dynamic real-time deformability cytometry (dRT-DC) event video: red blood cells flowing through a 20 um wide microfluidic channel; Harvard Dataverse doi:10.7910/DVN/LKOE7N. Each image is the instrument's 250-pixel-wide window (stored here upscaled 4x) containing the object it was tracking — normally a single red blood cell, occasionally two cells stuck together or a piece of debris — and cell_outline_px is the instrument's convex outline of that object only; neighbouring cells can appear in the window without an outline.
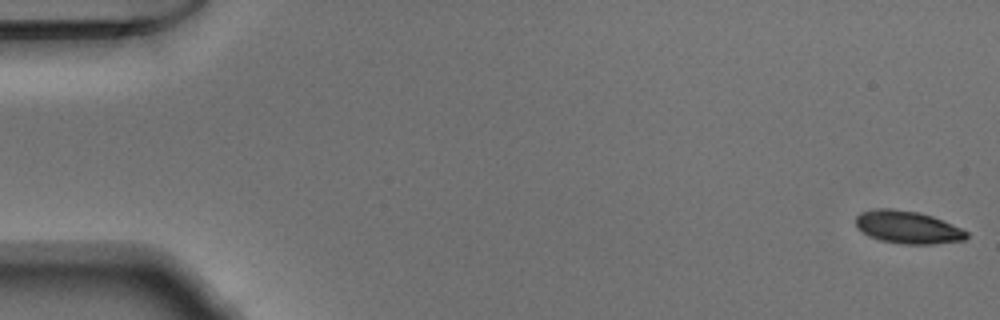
{"species": "Egyptian fruit bat (a non-hibernating species)", "species_latin": "Rousettus aegyptiacus", "temperature_condition": "warm", "stored_images_in_passage": 51, "camera_frame_rate_fps": 3000, "um_per_image_px": 0.085, "animal": {"sex": "male"}, "frame": {"image": 1, "passage_image": 1, "time_ms": 0.0, "image_size_px": [1000, 320], "cell_outline_px": [[968, 236], [964, 240], [932, 244], [904, 244], [880, 240], [856, 228], [856, 216], [864, 212], [888, 208], [920, 212], [932, 216], [960, 228], [968, 232]], "centroid_in_image_um": [77.18, 19.32], "position_along_channel_um": 7.8, "area_um2": 20.63}}
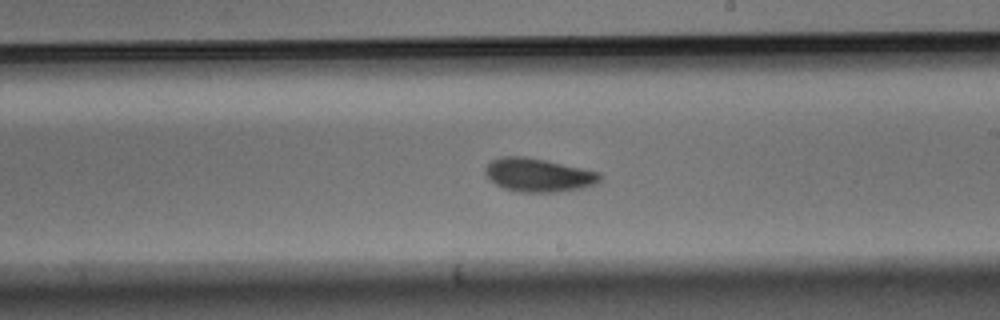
{"frame": {"image": 2, "passage_image": 30, "time_ms": 9.667, "image_size_px": [1000, 320], "cell_outline_px": [[604, 176], [596, 184], [584, 188], [556, 192], [516, 192], [504, 188], [488, 180], [484, 172], [484, 168], [492, 160], [500, 156], [524, 156], [544, 160], [600, 172]], "centroid_in_image_um": [45.75, 14.88], "position_along_channel_um": 243.2, "area_um2": 22.6}}
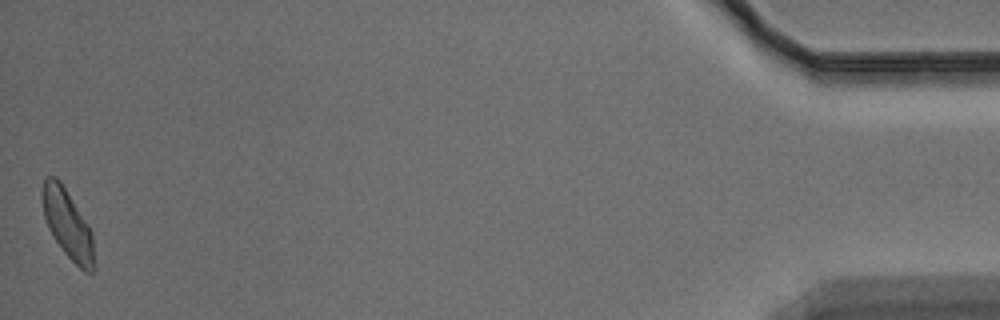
{"frame": {"image": 3, "passage_image": 51, "time_ms": 16.667, "image_size_px": [1000, 320], "cell_outline_px": [[96, 268], [92, 272], [84, 272], [64, 252], [48, 228], [44, 216], [44, 180], [48, 176], [56, 176], [60, 180], [88, 224], [92, 232]], "centroid_in_image_um": [5.81, 19.11], "position_along_channel_um": 429.4, "area_um2": 20.4}}